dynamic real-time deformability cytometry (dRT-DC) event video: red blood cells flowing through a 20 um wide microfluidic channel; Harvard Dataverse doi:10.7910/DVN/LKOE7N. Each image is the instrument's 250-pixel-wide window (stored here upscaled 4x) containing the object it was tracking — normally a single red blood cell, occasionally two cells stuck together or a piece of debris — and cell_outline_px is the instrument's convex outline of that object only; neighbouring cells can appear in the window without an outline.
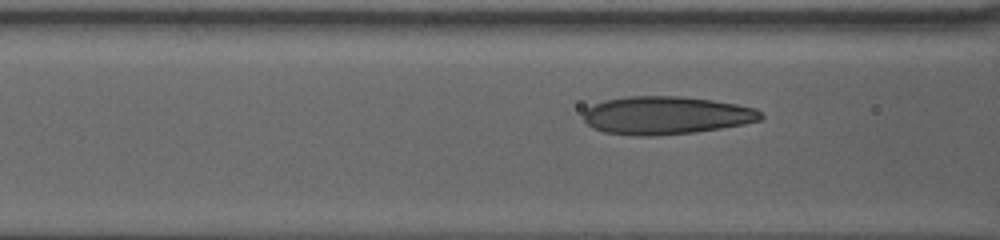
{"species": "human", "species_latin": "Homo sapiens", "temperature_condition": "warm", "stored_images_in_passage": 12, "camera_frame_rate_fps": 3000, "um_per_image_px": 0.085, "donor": {"sex": "female"}, "frame": {"image": 1, "passage_image": 9, "time_ms": 2.667, "image_size_px": [1000, 240], "cell_outline_px": [[764, 116], [760, 120], [744, 124], [696, 132], [652, 136], [636, 136], [604, 132], [592, 128], [584, 120], [584, 112], [588, 108], [604, 100], [628, 96], [680, 96], [712, 100], [736, 104], [756, 108]], "centroid_in_image_um": [56.62, 9.81], "position_along_channel_um": 110.0, "area_um2": 39.25}}